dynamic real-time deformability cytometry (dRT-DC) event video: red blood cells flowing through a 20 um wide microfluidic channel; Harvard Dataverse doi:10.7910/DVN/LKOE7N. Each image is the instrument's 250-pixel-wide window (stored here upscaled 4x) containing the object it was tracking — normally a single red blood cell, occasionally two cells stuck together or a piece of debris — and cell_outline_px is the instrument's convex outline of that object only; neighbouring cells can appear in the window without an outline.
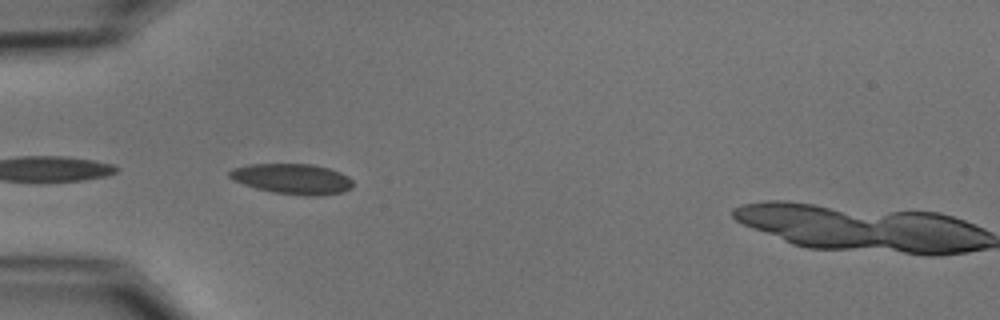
{"species": "common noctule bat (a hibernating species)", "species_latin": "Nyctalus noctula", "temperature_condition": "cold", "stored_images_in_passage": 37, "camera_frame_rate_fps": 3000, "um_per_image_px": 0.085, "animal": {"sex": "male", "body_mass_g": 15.6}, "frame": {"image": 1, "passage_image": 1, "time_ms": 0.0, "image_size_px": [1000, 320], "cell_outline_px": [[352, 188], [344, 192], [320, 196], [304, 196], [272, 192], [256, 188], [232, 180], [228, 176], [228, 172], [232, 168], [248, 164], [312, 164], [328, 168], [340, 172], [348, 176], [352, 180]], "centroid_in_image_um": [24.85, 15.21], "position_along_channel_um": 60.2, "area_um2": 22.08}}
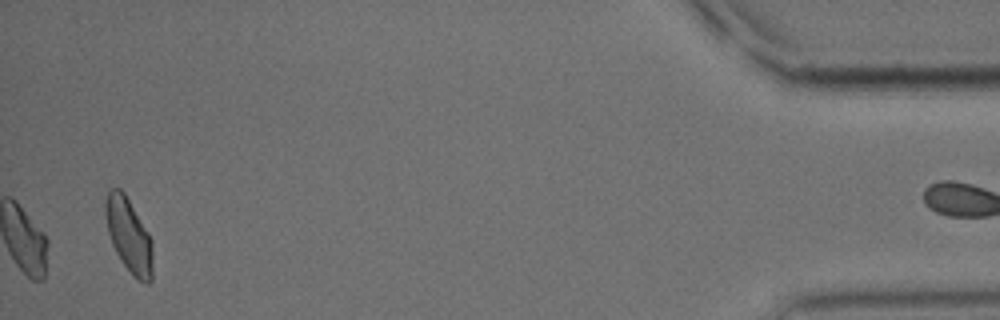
{"frame": {"image": 2, "passage_image": 37, "time_ms": 12.0, "image_size_px": [1000, 320], "cell_outline_px": [[152, 280], [148, 284], [144, 284], [132, 276], [120, 260], [112, 244], [108, 232], [104, 216], [104, 200], [108, 192], [112, 188], [120, 188], [124, 192], [148, 232], [152, 240]], "centroid_in_image_um": [10.94, 20.02], "position_along_channel_um": 424.3, "area_um2": 20.69}, "authors_computed_cell_mechanics": {"area_um2": 19.4786, "velocity_mm_per_s": 3.6966, "shape_relaxation_time_tau1_ms": 3.8071, "shape_relaxation_time_tau2_ms": null, "deformation_change_tau1": 0.1206, "deformation_change_tau2": null}}